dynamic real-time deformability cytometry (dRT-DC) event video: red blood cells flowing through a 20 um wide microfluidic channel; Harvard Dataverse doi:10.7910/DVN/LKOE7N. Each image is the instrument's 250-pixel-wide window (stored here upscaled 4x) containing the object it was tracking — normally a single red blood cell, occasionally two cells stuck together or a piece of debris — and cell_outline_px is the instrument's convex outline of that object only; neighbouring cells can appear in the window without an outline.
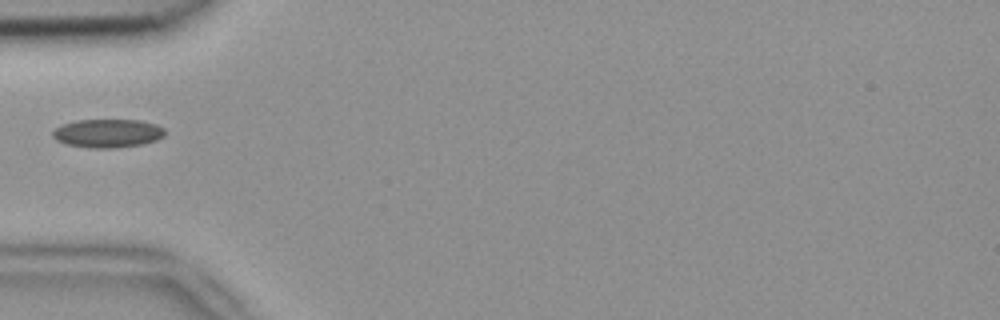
{"species": "common noctule bat (a hibernating species)", "species_latin": "Nyctalus noctula", "temperature_condition": "room temperature", "stored_images_in_passage": 7, "camera_frame_rate_fps": 3000, "um_per_image_px": 0.085, "animal": {"sex": "female", "body_mass_g": 18.4}, "frame": {"image": 1, "passage_image": 5, "time_ms": 1.333, "image_size_px": [1000, 320], "cell_outline_px": [[164, 136], [156, 140], [144, 144], [116, 148], [92, 148], [64, 144], [56, 140], [52, 136], [52, 132], [56, 128], [64, 124], [76, 120], [140, 120], [156, 124], [164, 128]], "centroid_in_image_um": [9.16, 11.33], "position_along_channel_um": 75.8, "area_um2": 18.73}}